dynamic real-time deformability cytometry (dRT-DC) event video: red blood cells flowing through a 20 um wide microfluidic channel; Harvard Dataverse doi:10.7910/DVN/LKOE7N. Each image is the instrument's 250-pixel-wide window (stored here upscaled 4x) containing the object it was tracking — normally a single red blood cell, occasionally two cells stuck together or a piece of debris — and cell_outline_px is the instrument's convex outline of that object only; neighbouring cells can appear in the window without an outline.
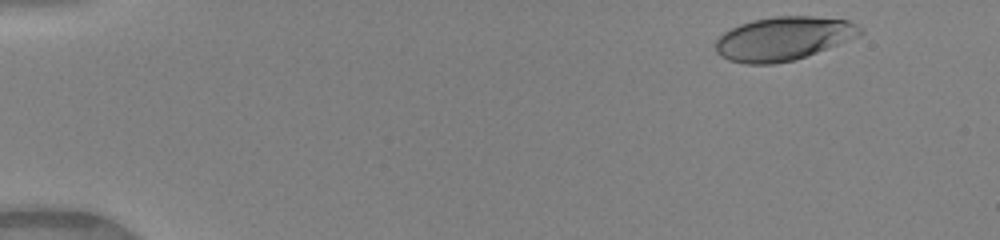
{"species": "human", "species_latin": "Homo sapiens", "temperature_condition": "warm", "stored_images_in_passage": 11, "camera_frame_rate_fps": 3000, "um_per_image_px": 0.085, "donor": {"sex": "female"}, "frame": {"image": 1, "passage_image": 1, "time_ms": 0.0, "image_size_px": [1000, 240], "cell_outline_px": [[864, 32], [860, 36], [816, 52], [792, 60], [772, 64], [744, 64], [728, 60], [720, 56], [716, 52], [716, 40], [724, 32], [740, 24], [752, 20], [776, 16], [812, 16], [848, 20], [856, 24]], "centroid_in_image_um": [66.57, 3.27], "position_along_channel_um": 18.4, "area_um2": 36.59}}
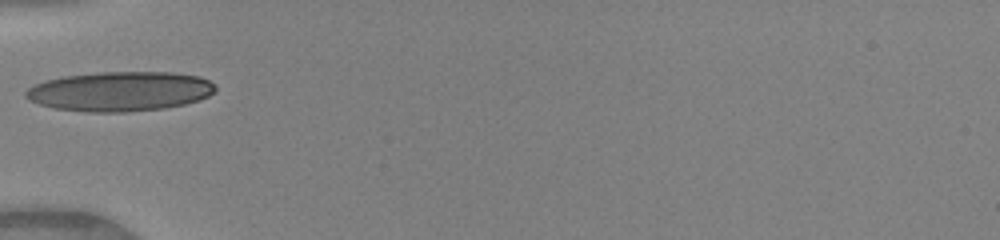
{"frame": {"image": 2, "passage_image": 5, "time_ms": 1.333, "image_size_px": [1000, 240], "cell_outline_px": [[216, 88], [208, 96], [184, 104], [164, 108], [124, 112], [88, 112], [52, 108], [28, 100], [24, 96], [24, 92], [28, 88], [36, 84], [48, 80], [64, 76], [100, 72], [172, 72], [200, 76], [216, 84]], "centroid_in_image_um": [10.19, 7.76], "position_along_channel_um": 74.8, "area_um2": 43.75}}